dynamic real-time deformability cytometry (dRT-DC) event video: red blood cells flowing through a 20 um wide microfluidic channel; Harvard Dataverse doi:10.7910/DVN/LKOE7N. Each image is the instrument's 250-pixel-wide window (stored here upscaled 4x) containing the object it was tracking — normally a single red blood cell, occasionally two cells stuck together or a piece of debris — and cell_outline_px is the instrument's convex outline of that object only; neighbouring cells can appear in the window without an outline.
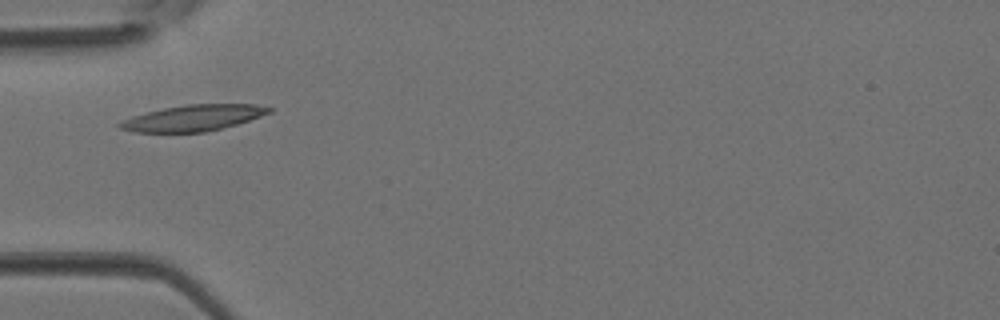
{"species": "Egyptian fruit bat (a non-hibernating species)", "species_latin": "Rousettus aegyptiacus", "temperature_condition": "room temperature", "stored_images_in_passage": 3, "camera_frame_rate_fps": 3000, "um_per_image_px": 0.085, "animal": {"sex": "female"}, "frame": {"image": 1, "passage_image": 2, "time_ms": 0.333, "image_size_px": [1000, 320], "cell_outline_px": [[272, 112], [236, 124], [204, 132], [132, 132], [120, 128], [116, 124], [120, 120], [132, 116], [164, 108], [188, 104], [256, 104], [272, 108]], "centroid_in_image_um": [16.38, 10.02], "position_along_channel_um": 68.6, "area_um2": 22.48}}
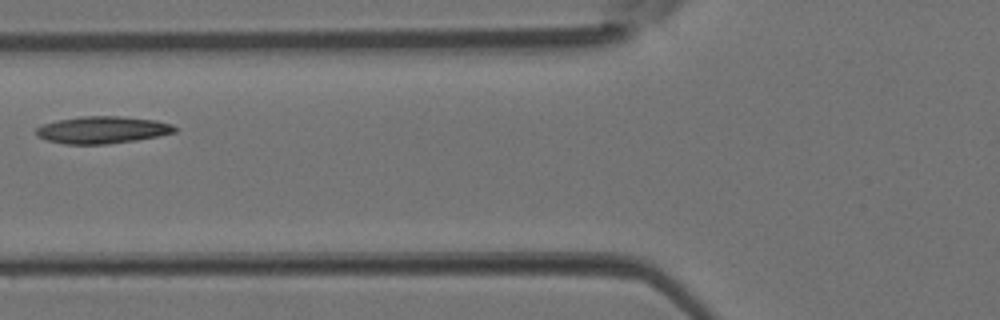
{"frame": {"image": 2, "passage_image": 3, "time_ms": 0.667, "image_size_px": [1000, 320], "cell_outline_px": [[176, 132], [136, 140], [108, 144], [64, 144], [48, 140], [36, 136], [36, 128], [44, 124], [56, 120], [80, 116], [120, 116], [156, 120], [172, 124], [176, 128]], "centroid_in_image_um": [8.68, 11.03], "position_along_channel_um": 117.1, "area_um2": 21.91}}